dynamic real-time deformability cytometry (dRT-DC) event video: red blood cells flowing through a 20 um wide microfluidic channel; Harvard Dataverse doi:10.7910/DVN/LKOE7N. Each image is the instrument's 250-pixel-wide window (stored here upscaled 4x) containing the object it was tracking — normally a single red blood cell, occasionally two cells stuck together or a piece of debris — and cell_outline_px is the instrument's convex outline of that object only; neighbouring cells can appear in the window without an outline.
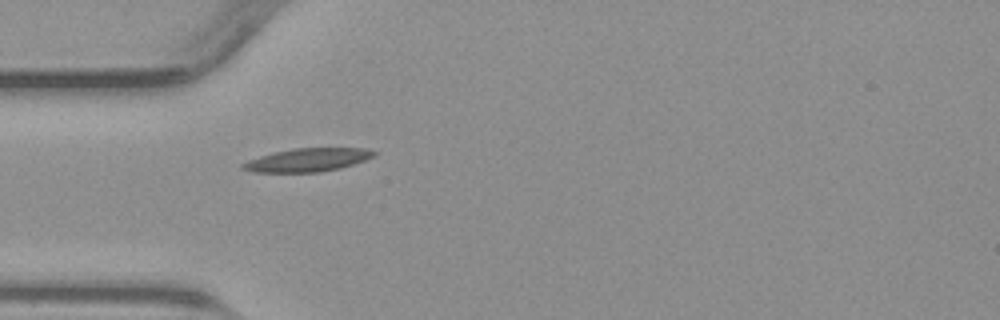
{"species": "common noctule bat (a hibernating species)", "species_latin": "Nyctalus noctula", "temperature_condition": "warm", "stored_images_in_passage": 37, "camera_frame_rate_fps": 3000, "um_per_image_px": 0.085, "animal": {"sex": "male", "body_mass_g": 23.1, "forearm_length_mm": 52.7}, "frame": {"image": 1, "passage_image": 1, "time_ms": 0.0, "image_size_px": [1000, 320], "cell_outline_px": [[376, 156], [340, 168], [320, 172], [252, 172], [240, 168], [240, 164], [248, 160], [272, 152], [292, 148], [364, 148], [376, 152]], "centroid_in_image_um": [26.1, 13.59], "position_along_channel_um": 58.9, "area_um2": 17.86}}
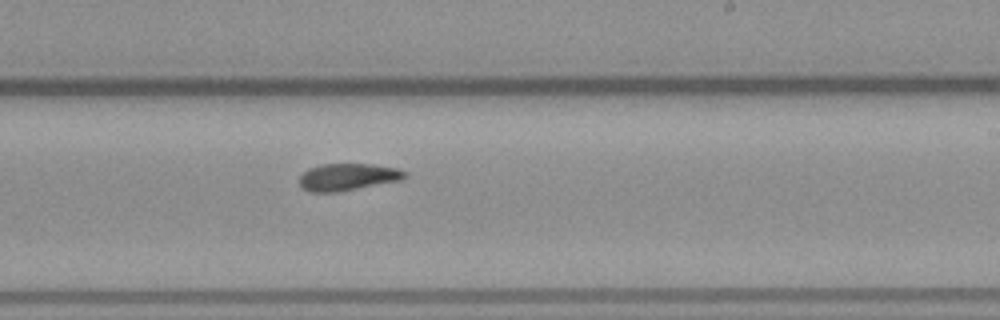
{"frame": {"image": 2, "passage_image": 16, "time_ms": 5.0, "image_size_px": [1000, 320], "cell_outline_px": [[408, 176], [404, 180], [336, 192], [308, 192], [300, 184], [300, 176], [308, 168], [320, 164], [372, 164], [396, 168], [408, 172]], "centroid_in_image_um": [29.6, 15.04], "position_along_channel_um": 259.4, "area_um2": 16.76}}
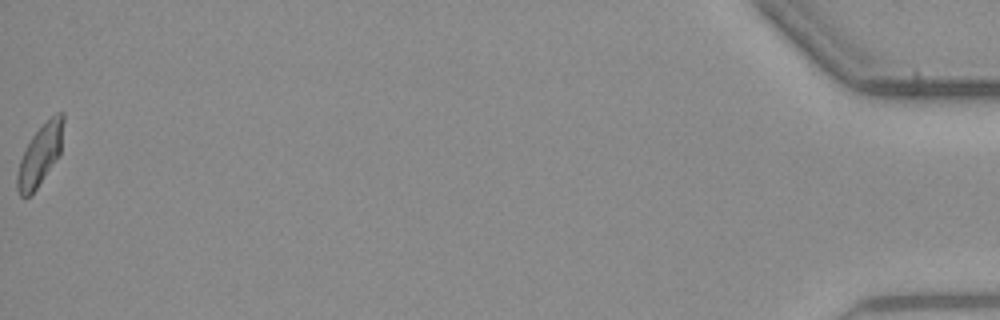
{"frame": {"image": 3, "passage_image": 37, "time_ms": 12.0, "image_size_px": [1000, 320], "cell_outline_px": [[64, 120], [60, 156], [36, 188], [28, 196], [20, 196], [16, 188], [16, 176], [20, 160], [32, 136], [56, 112], [64, 112]], "centroid_in_image_um": [3.42, 13.17], "position_along_channel_um": 431.8, "area_um2": 16.13}}